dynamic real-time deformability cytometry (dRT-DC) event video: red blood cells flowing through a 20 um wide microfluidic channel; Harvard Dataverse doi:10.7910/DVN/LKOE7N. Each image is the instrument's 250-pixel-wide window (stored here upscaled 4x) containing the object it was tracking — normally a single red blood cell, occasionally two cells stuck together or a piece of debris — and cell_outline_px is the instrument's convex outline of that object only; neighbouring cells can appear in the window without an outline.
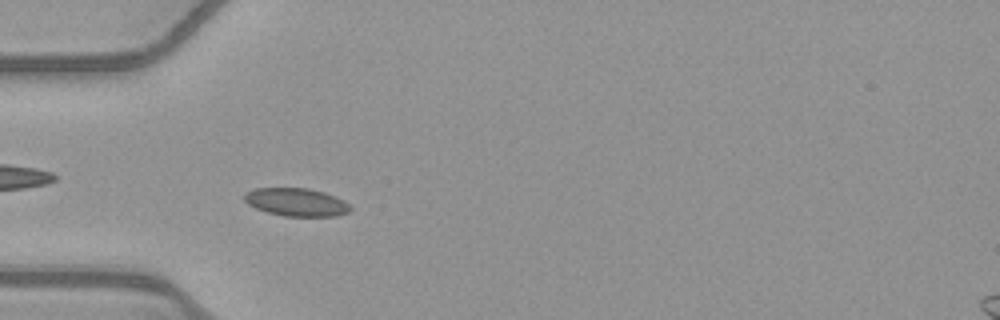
{"species": "common noctule bat (a hibernating species)", "species_latin": "Nyctalus noctula", "temperature_condition": "warm", "stored_images_in_passage": 49, "camera_frame_rate_fps": 3000, "um_per_image_px": 0.085, "animal": {"sex": "female", "body_mass_g": 21.9}, "frame": {"image": 1, "passage_image": 13, "time_ms": 4.0, "image_size_px": [1000, 320], "cell_outline_px": [[352, 208], [348, 212], [336, 216], [284, 216], [268, 212], [256, 208], [248, 204], [244, 200], [244, 192], [256, 188], [308, 188], [324, 192], [336, 196], [344, 200]], "centroid_in_image_um": [25.19, 17.17], "position_along_channel_um": 59.8, "area_um2": 17.34}}
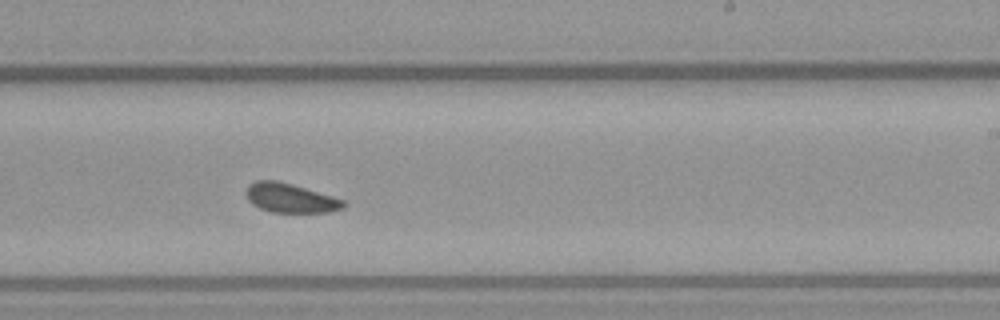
{"frame": {"image": 2, "passage_image": 29, "time_ms": 9.333, "image_size_px": [1000, 320], "cell_outline_px": [[348, 204], [344, 208], [328, 212], [272, 212], [260, 208], [252, 204], [248, 200], [244, 192], [248, 184], [256, 180], [276, 180], [292, 184], [332, 196], [344, 200]], "centroid_in_image_um": [24.66, 16.83], "position_along_channel_um": 264.3, "area_um2": 16.7}}
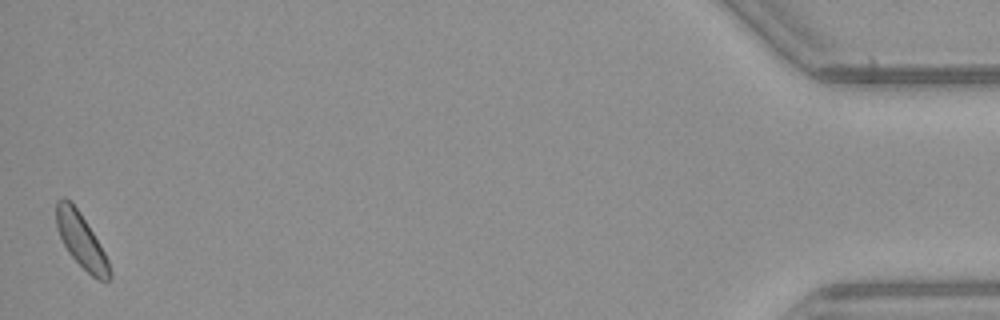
{"frame": {"image": 3, "passage_image": 49, "time_ms": 16.0, "image_size_px": [1000, 320], "cell_outline_px": [[112, 276], [108, 280], [100, 280], [92, 276], [68, 252], [60, 236], [56, 224], [56, 200], [64, 196], [80, 212], [104, 252], [108, 260], [112, 272]], "centroid_in_image_um": [6.9, 20.44], "position_along_channel_um": 428.3, "area_um2": 16.47}}